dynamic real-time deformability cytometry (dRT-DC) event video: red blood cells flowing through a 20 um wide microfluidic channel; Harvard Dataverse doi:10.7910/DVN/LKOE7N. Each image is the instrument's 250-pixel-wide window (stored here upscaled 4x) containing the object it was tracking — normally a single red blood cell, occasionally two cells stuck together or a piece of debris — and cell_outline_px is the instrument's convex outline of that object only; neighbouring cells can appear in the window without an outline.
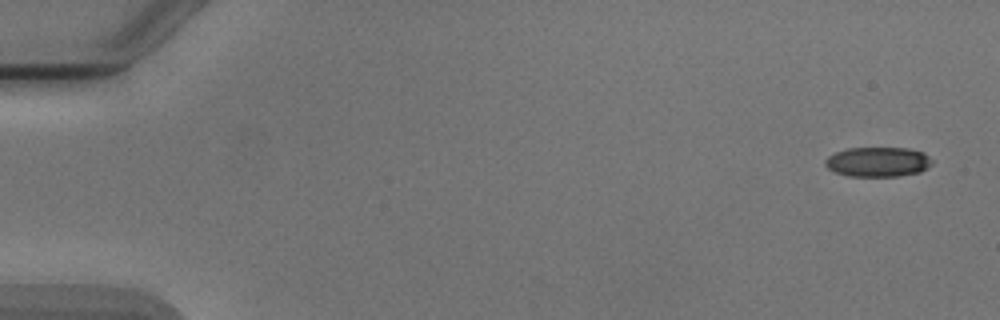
{"species": "Egyptian fruit bat (a non-hibernating species)", "species_latin": "Rousettus aegyptiacus", "temperature_condition": "cold", "stored_images_in_passage": 5, "camera_frame_rate_fps": 3000, "um_per_image_px": 0.085, "animal": {"sex": "male"}, "frame": {"image": 1, "passage_image": 1, "time_ms": 0.0, "image_size_px": [1000, 320], "cell_outline_px": [[932, 164], [928, 168], [920, 172], [900, 176], [848, 176], [836, 172], [828, 168], [824, 164], [824, 160], [828, 156], [836, 152], [848, 148], [908, 148], [924, 152], [932, 160]], "centroid_in_image_um": [74.64, 13.76], "position_along_channel_um": 10.4, "area_um2": 18.61}}
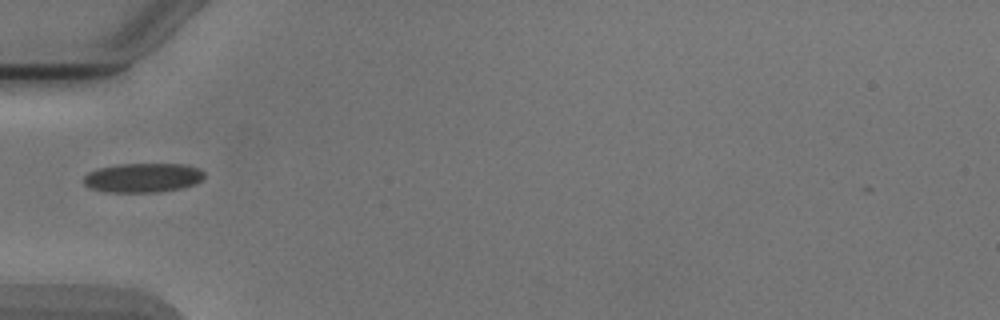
{"frame": {"image": 2, "passage_image": 5, "time_ms": 5.333, "image_size_px": [1000, 320], "cell_outline_px": [[204, 180], [196, 184], [180, 188], [160, 192], [108, 192], [88, 188], [84, 184], [84, 176], [88, 172], [100, 168], [120, 164], [184, 164], [200, 168], [204, 172]], "centroid_in_image_um": [12.18, 15.11], "position_along_channel_um": 72.8, "area_um2": 20.75}}